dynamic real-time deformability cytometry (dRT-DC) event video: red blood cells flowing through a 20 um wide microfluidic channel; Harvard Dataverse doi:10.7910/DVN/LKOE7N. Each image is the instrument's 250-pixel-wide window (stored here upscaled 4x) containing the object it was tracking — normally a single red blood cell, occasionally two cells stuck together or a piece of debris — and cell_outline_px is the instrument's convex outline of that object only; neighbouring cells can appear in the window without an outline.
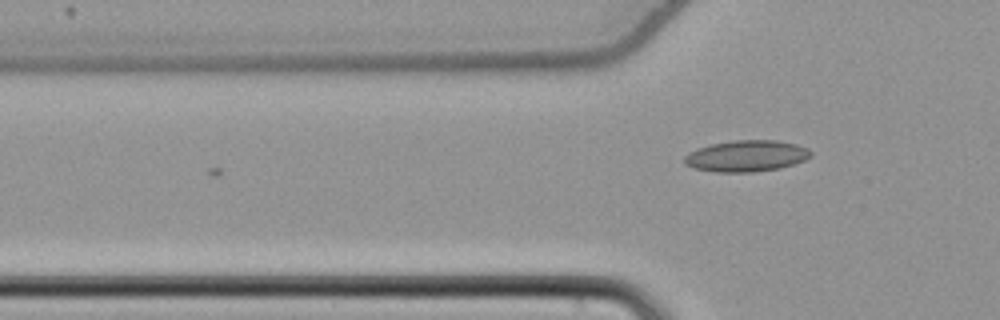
{"species": "common noctule bat (a hibernating species)", "species_latin": "Nyctalus noctula", "temperature_condition": "cold", "stored_images_in_passage": 5, "camera_frame_rate_fps": 3000, "um_per_image_px": 0.085, "animal": {"sex": "female", "body_mass_g": 22.7, "forearm_length_mm": 54.2}, "frame": {"image": 1, "passage_image": 5, "time_ms": 1.333, "image_size_px": [1000, 320], "cell_outline_px": [[812, 156], [804, 160], [780, 168], [752, 172], [716, 172], [692, 168], [684, 164], [684, 156], [688, 152], [696, 148], [712, 144], [736, 140], [776, 140], [796, 144], [808, 148], [812, 152]], "centroid_in_image_um": [63.42, 13.26], "position_along_channel_um": 62.4, "area_um2": 23.18}}